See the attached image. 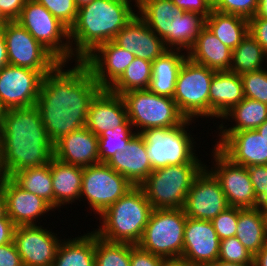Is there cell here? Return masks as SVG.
<instances>
[{
  "label": "cell",
  "mask_w": 267,
  "mask_h": 266,
  "mask_svg": "<svg viewBox=\"0 0 267 266\" xmlns=\"http://www.w3.org/2000/svg\"><path fill=\"white\" fill-rule=\"evenodd\" d=\"M43 75L30 68L8 64L0 70V105L2 109L36 105Z\"/></svg>",
  "instance_id": "5bb4252c"
},
{
  "label": "cell",
  "mask_w": 267,
  "mask_h": 266,
  "mask_svg": "<svg viewBox=\"0 0 267 266\" xmlns=\"http://www.w3.org/2000/svg\"><path fill=\"white\" fill-rule=\"evenodd\" d=\"M10 178L22 189L43 198L53 207L51 161L39 167L22 169Z\"/></svg>",
  "instance_id": "e575fe53"
},
{
  "label": "cell",
  "mask_w": 267,
  "mask_h": 266,
  "mask_svg": "<svg viewBox=\"0 0 267 266\" xmlns=\"http://www.w3.org/2000/svg\"><path fill=\"white\" fill-rule=\"evenodd\" d=\"M113 41L135 57L150 62L169 50L138 14L118 32Z\"/></svg>",
  "instance_id": "44dd1931"
},
{
  "label": "cell",
  "mask_w": 267,
  "mask_h": 266,
  "mask_svg": "<svg viewBox=\"0 0 267 266\" xmlns=\"http://www.w3.org/2000/svg\"><path fill=\"white\" fill-rule=\"evenodd\" d=\"M249 33L267 52V19H262L253 16L249 20Z\"/></svg>",
  "instance_id": "c3c4849f"
},
{
  "label": "cell",
  "mask_w": 267,
  "mask_h": 266,
  "mask_svg": "<svg viewBox=\"0 0 267 266\" xmlns=\"http://www.w3.org/2000/svg\"><path fill=\"white\" fill-rule=\"evenodd\" d=\"M215 70L185 59L175 85L173 100L186 119L209 118V91Z\"/></svg>",
  "instance_id": "9c48e42d"
},
{
  "label": "cell",
  "mask_w": 267,
  "mask_h": 266,
  "mask_svg": "<svg viewBox=\"0 0 267 266\" xmlns=\"http://www.w3.org/2000/svg\"><path fill=\"white\" fill-rule=\"evenodd\" d=\"M69 30L75 24L78 8L74 0H36Z\"/></svg>",
  "instance_id": "b9f144b4"
},
{
  "label": "cell",
  "mask_w": 267,
  "mask_h": 266,
  "mask_svg": "<svg viewBox=\"0 0 267 266\" xmlns=\"http://www.w3.org/2000/svg\"><path fill=\"white\" fill-rule=\"evenodd\" d=\"M60 62L43 76L36 106L49 139L55 143L62 136L85 127L90 103L102 89L83 61Z\"/></svg>",
  "instance_id": "6da1fadb"
},
{
  "label": "cell",
  "mask_w": 267,
  "mask_h": 266,
  "mask_svg": "<svg viewBox=\"0 0 267 266\" xmlns=\"http://www.w3.org/2000/svg\"><path fill=\"white\" fill-rule=\"evenodd\" d=\"M186 219L183 208L153 209L137 245L165 260L181 258Z\"/></svg>",
  "instance_id": "52a82bcc"
},
{
  "label": "cell",
  "mask_w": 267,
  "mask_h": 266,
  "mask_svg": "<svg viewBox=\"0 0 267 266\" xmlns=\"http://www.w3.org/2000/svg\"><path fill=\"white\" fill-rule=\"evenodd\" d=\"M165 259L130 244V266H163Z\"/></svg>",
  "instance_id": "f6af8a7d"
},
{
  "label": "cell",
  "mask_w": 267,
  "mask_h": 266,
  "mask_svg": "<svg viewBox=\"0 0 267 266\" xmlns=\"http://www.w3.org/2000/svg\"><path fill=\"white\" fill-rule=\"evenodd\" d=\"M218 260L239 264H254V255L236 236L220 240Z\"/></svg>",
  "instance_id": "60d3db41"
},
{
  "label": "cell",
  "mask_w": 267,
  "mask_h": 266,
  "mask_svg": "<svg viewBox=\"0 0 267 266\" xmlns=\"http://www.w3.org/2000/svg\"><path fill=\"white\" fill-rule=\"evenodd\" d=\"M127 119L122 96L109 89H101L90 103L85 127L99 137L108 129L114 130L122 125Z\"/></svg>",
  "instance_id": "7402d4cb"
},
{
  "label": "cell",
  "mask_w": 267,
  "mask_h": 266,
  "mask_svg": "<svg viewBox=\"0 0 267 266\" xmlns=\"http://www.w3.org/2000/svg\"><path fill=\"white\" fill-rule=\"evenodd\" d=\"M229 206L218 179L205 166L189 189L184 213L189 218L211 221Z\"/></svg>",
  "instance_id": "9a60e30c"
},
{
  "label": "cell",
  "mask_w": 267,
  "mask_h": 266,
  "mask_svg": "<svg viewBox=\"0 0 267 266\" xmlns=\"http://www.w3.org/2000/svg\"><path fill=\"white\" fill-rule=\"evenodd\" d=\"M138 16L170 49V25L183 12L171 0H137Z\"/></svg>",
  "instance_id": "83f0119b"
},
{
  "label": "cell",
  "mask_w": 267,
  "mask_h": 266,
  "mask_svg": "<svg viewBox=\"0 0 267 266\" xmlns=\"http://www.w3.org/2000/svg\"><path fill=\"white\" fill-rule=\"evenodd\" d=\"M230 118L235 124L227 128L222 122L217 129L220 131L219 133L255 130L267 119V104L254 99L244 98L225 114L222 119L230 120Z\"/></svg>",
  "instance_id": "d6a6232c"
},
{
  "label": "cell",
  "mask_w": 267,
  "mask_h": 266,
  "mask_svg": "<svg viewBox=\"0 0 267 266\" xmlns=\"http://www.w3.org/2000/svg\"><path fill=\"white\" fill-rule=\"evenodd\" d=\"M219 251L220 238L212 222L187 217L181 259L195 266H211Z\"/></svg>",
  "instance_id": "e0dca14e"
},
{
  "label": "cell",
  "mask_w": 267,
  "mask_h": 266,
  "mask_svg": "<svg viewBox=\"0 0 267 266\" xmlns=\"http://www.w3.org/2000/svg\"><path fill=\"white\" fill-rule=\"evenodd\" d=\"M240 77L245 98L267 104V70L244 73Z\"/></svg>",
  "instance_id": "ab89813d"
},
{
  "label": "cell",
  "mask_w": 267,
  "mask_h": 266,
  "mask_svg": "<svg viewBox=\"0 0 267 266\" xmlns=\"http://www.w3.org/2000/svg\"><path fill=\"white\" fill-rule=\"evenodd\" d=\"M267 52L248 32L242 42L232 51L229 71L238 75L264 69Z\"/></svg>",
  "instance_id": "d590c367"
},
{
  "label": "cell",
  "mask_w": 267,
  "mask_h": 266,
  "mask_svg": "<svg viewBox=\"0 0 267 266\" xmlns=\"http://www.w3.org/2000/svg\"><path fill=\"white\" fill-rule=\"evenodd\" d=\"M38 225L17 226L13 242L24 266H52L63 239Z\"/></svg>",
  "instance_id": "2e32d148"
},
{
  "label": "cell",
  "mask_w": 267,
  "mask_h": 266,
  "mask_svg": "<svg viewBox=\"0 0 267 266\" xmlns=\"http://www.w3.org/2000/svg\"><path fill=\"white\" fill-rule=\"evenodd\" d=\"M8 20L1 14V11H0V27L6 23Z\"/></svg>",
  "instance_id": "e7e4bbea"
},
{
  "label": "cell",
  "mask_w": 267,
  "mask_h": 266,
  "mask_svg": "<svg viewBox=\"0 0 267 266\" xmlns=\"http://www.w3.org/2000/svg\"><path fill=\"white\" fill-rule=\"evenodd\" d=\"M182 50H167L152 62L149 90L160 96L173 98L177 76L187 55Z\"/></svg>",
  "instance_id": "f1b7e54d"
},
{
  "label": "cell",
  "mask_w": 267,
  "mask_h": 266,
  "mask_svg": "<svg viewBox=\"0 0 267 266\" xmlns=\"http://www.w3.org/2000/svg\"><path fill=\"white\" fill-rule=\"evenodd\" d=\"M204 26L205 18L200 14L183 11L175 16L170 25V49L187 52Z\"/></svg>",
  "instance_id": "836d02e7"
},
{
  "label": "cell",
  "mask_w": 267,
  "mask_h": 266,
  "mask_svg": "<svg viewBox=\"0 0 267 266\" xmlns=\"http://www.w3.org/2000/svg\"><path fill=\"white\" fill-rule=\"evenodd\" d=\"M77 8H81L89 3H91L93 0H74Z\"/></svg>",
  "instance_id": "be15d7a7"
},
{
  "label": "cell",
  "mask_w": 267,
  "mask_h": 266,
  "mask_svg": "<svg viewBox=\"0 0 267 266\" xmlns=\"http://www.w3.org/2000/svg\"><path fill=\"white\" fill-rule=\"evenodd\" d=\"M211 266H254V264H239L217 260Z\"/></svg>",
  "instance_id": "94428289"
},
{
  "label": "cell",
  "mask_w": 267,
  "mask_h": 266,
  "mask_svg": "<svg viewBox=\"0 0 267 266\" xmlns=\"http://www.w3.org/2000/svg\"><path fill=\"white\" fill-rule=\"evenodd\" d=\"M259 0H213V9L250 20L255 16Z\"/></svg>",
  "instance_id": "7bdbcfd3"
},
{
  "label": "cell",
  "mask_w": 267,
  "mask_h": 266,
  "mask_svg": "<svg viewBox=\"0 0 267 266\" xmlns=\"http://www.w3.org/2000/svg\"><path fill=\"white\" fill-rule=\"evenodd\" d=\"M178 8L185 12L200 14L205 19L213 10V0H171Z\"/></svg>",
  "instance_id": "7dc6e473"
},
{
  "label": "cell",
  "mask_w": 267,
  "mask_h": 266,
  "mask_svg": "<svg viewBox=\"0 0 267 266\" xmlns=\"http://www.w3.org/2000/svg\"><path fill=\"white\" fill-rule=\"evenodd\" d=\"M0 136L5 177L25 168L49 164L54 157V143L36 105L5 110Z\"/></svg>",
  "instance_id": "7a4b0ae2"
},
{
  "label": "cell",
  "mask_w": 267,
  "mask_h": 266,
  "mask_svg": "<svg viewBox=\"0 0 267 266\" xmlns=\"http://www.w3.org/2000/svg\"><path fill=\"white\" fill-rule=\"evenodd\" d=\"M5 177V170H4V162H3V154H2V140L0 136V180Z\"/></svg>",
  "instance_id": "6125c7cd"
},
{
  "label": "cell",
  "mask_w": 267,
  "mask_h": 266,
  "mask_svg": "<svg viewBox=\"0 0 267 266\" xmlns=\"http://www.w3.org/2000/svg\"><path fill=\"white\" fill-rule=\"evenodd\" d=\"M209 30L232 51L249 32V20L238 15L212 10L205 19Z\"/></svg>",
  "instance_id": "1f68e13d"
},
{
  "label": "cell",
  "mask_w": 267,
  "mask_h": 266,
  "mask_svg": "<svg viewBox=\"0 0 267 266\" xmlns=\"http://www.w3.org/2000/svg\"><path fill=\"white\" fill-rule=\"evenodd\" d=\"M255 130L267 142V119L258 128H256Z\"/></svg>",
  "instance_id": "91938a15"
},
{
  "label": "cell",
  "mask_w": 267,
  "mask_h": 266,
  "mask_svg": "<svg viewBox=\"0 0 267 266\" xmlns=\"http://www.w3.org/2000/svg\"><path fill=\"white\" fill-rule=\"evenodd\" d=\"M135 59V55L109 41L97 46L82 61L102 89H109Z\"/></svg>",
  "instance_id": "ac0fdd59"
},
{
  "label": "cell",
  "mask_w": 267,
  "mask_h": 266,
  "mask_svg": "<svg viewBox=\"0 0 267 266\" xmlns=\"http://www.w3.org/2000/svg\"><path fill=\"white\" fill-rule=\"evenodd\" d=\"M133 130L134 127L127 119L114 130L108 129L102 133L98 137L99 163H106L116 152L125 151L130 139L137 133Z\"/></svg>",
  "instance_id": "74e56055"
},
{
  "label": "cell",
  "mask_w": 267,
  "mask_h": 266,
  "mask_svg": "<svg viewBox=\"0 0 267 266\" xmlns=\"http://www.w3.org/2000/svg\"><path fill=\"white\" fill-rule=\"evenodd\" d=\"M121 96L128 119L137 133L149 128H174L186 120L173 98L160 96L149 89L131 90Z\"/></svg>",
  "instance_id": "ba28073f"
},
{
  "label": "cell",
  "mask_w": 267,
  "mask_h": 266,
  "mask_svg": "<svg viewBox=\"0 0 267 266\" xmlns=\"http://www.w3.org/2000/svg\"><path fill=\"white\" fill-rule=\"evenodd\" d=\"M205 166L196 156L188 164L153 170L140 187L153 209L183 208L195 177Z\"/></svg>",
  "instance_id": "5b68a950"
},
{
  "label": "cell",
  "mask_w": 267,
  "mask_h": 266,
  "mask_svg": "<svg viewBox=\"0 0 267 266\" xmlns=\"http://www.w3.org/2000/svg\"><path fill=\"white\" fill-rule=\"evenodd\" d=\"M3 112H4V110L2 109V107L0 105V130H1V127H2Z\"/></svg>",
  "instance_id": "03108f58"
},
{
  "label": "cell",
  "mask_w": 267,
  "mask_h": 266,
  "mask_svg": "<svg viewBox=\"0 0 267 266\" xmlns=\"http://www.w3.org/2000/svg\"><path fill=\"white\" fill-rule=\"evenodd\" d=\"M17 21L60 62L72 59L69 29L36 0L26 1Z\"/></svg>",
  "instance_id": "30bf717a"
},
{
  "label": "cell",
  "mask_w": 267,
  "mask_h": 266,
  "mask_svg": "<svg viewBox=\"0 0 267 266\" xmlns=\"http://www.w3.org/2000/svg\"><path fill=\"white\" fill-rule=\"evenodd\" d=\"M83 170V167L63 163L55 157L51 159L53 208L55 210L80 199Z\"/></svg>",
  "instance_id": "4316f807"
},
{
  "label": "cell",
  "mask_w": 267,
  "mask_h": 266,
  "mask_svg": "<svg viewBox=\"0 0 267 266\" xmlns=\"http://www.w3.org/2000/svg\"><path fill=\"white\" fill-rule=\"evenodd\" d=\"M130 2L133 0H93L79 8L76 22L69 30L72 59L82 61L100 44L113 41L137 14Z\"/></svg>",
  "instance_id": "3957f363"
},
{
  "label": "cell",
  "mask_w": 267,
  "mask_h": 266,
  "mask_svg": "<svg viewBox=\"0 0 267 266\" xmlns=\"http://www.w3.org/2000/svg\"><path fill=\"white\" fill-rule=\"evenodd\" d=\"M0 266H24L14 242L0 246Z\"/></svg>",
  "instance_id": "681fc988"
},
{
  "label": "cell",
  "mask_w": 267,
  "mask_h": 266,
  "mask_svg": "<svg viewBox=\"0 0 267 266\" xmlns=\"http://www.w3.org/2000/svg\"><path fill=\"white\" fill-rule=\"evenodd\" d=\"M239 208L228 207L211 220L220 240L236 236Z\"/></svg>",
  "instance_id": "ee69618b"
},
{
  "label": "cell",
  "mask_w": 267,
  "mask_h": 266,
  "mask_svg": "<svg viewBox=\"0 0 267 266\" xmlns=\"http://www.w3.org/2000/svg\"><path fill=\"white\" fill-rule=\"evenodd\" d=\"M27 0H0L1 14L8 21H17Z\"/></svg>",
  "instance_id": "f907efd6"
},
{
  "label": "cell",
  "mask_w": 267,
  "mask_h": 266,
  "mask_svg": "<svg viewBox=\"0 0 267 266\" xmlns=\"http://www.w3.org/2000/svg\"><path fill=\"white\" fill-rule=\"evenodd\" d=\"M265 221H266V232H267V210L264 212Z\"/></svg>",
  "instance_id": "003e7915"
},
{
  "label": "cell",
  "mask_w": 267,
  "mask_h": 266,
  "mask_svg": "<svg viewBox=\"0 0 267 266\" xmlns=\"http://www.w3.org/2000/svg\"><path fill=\"white\" fill-rule=\"evenodd\" d=\"M245 98L240 75L215 71L210 83L209 118H222Z\"/></svg>",
  "instance_id": "d4e9b609"
},
{
  "label": "cell",
  "mask_w": 267,
  "mask_h": 266,
  "mask_svg": "<svg viewBox=\"0 0 267 266\" xmlns=\"http://www.w3.org/2000/svg\"><path fill=\"white\" fill-rule=\"evenodd\" d=\"M0 183L6 198V214L16 226L37 225L38 217L40 220L54 211L43 198L22 189L10 177H4Z\"/></svg>",
  "instance_id": "ffe728a7"
},
{
  "label": "cell",
  "mask_w": 267,
  "mask_h": 266,
  "mask_svg": "<svg viewBox=\"0 0 267 266\" xmlns=\"http://www.w3.org/2000/svg\"><path fill=\"white\" fill-rule=\"evenodd\" d=\"M254 266H267V243L254 255Z\"/></svg>",
  "instance_id": "db71d44e"
},
{
  "label": "cell",
  "mask_w": 267,
  "mask_h": 266,
  "mask_svg": "<svg viewBox=\"0 0 267 266\" xmlns=\"http://www.w3.org/2000/svg\"><path fill=\"white\" fill-rule=\"evenodd\" d=\"M193 121L186 119L174 128H149L140 132L153 170L188 164L198 155L194 150L196 141L194 142L190 132H187Z\"/></svg>",
  "instance_id": "8992f818"
},
{
  "label": "cell",
  "mask_w": 267,
  "mask_h": 266,
  "mask_svg": "<svg viewBox=\"0 0 267 266\" xmlns=\"http://www.w3.org/2000/svg\"><path fill=\"white\" fill-rule=\"evenodd\" d=\"M133 187L123 175L106 163H97L84 167L79 201L87 199V204L92 207L90 210L100 215Z\"/></svg>",
  "instance_id": "8fae6325"
},
{
  "label": "cell",
  "mask_w": 267,
  "mask_h": 266,
  "mask_svg": "<svg viewBox=\"0 0 267 266\" xmlns=\"http://www.w3.org/2000/svg\"><path fill=\"white\" fill-rule=\"evenodd\" d=\"M95 266H130V243L109 242L95 234Z\"/></svg>",
  "instance_id": "f35d334b"
},
{
  "label": "cell",
  "mask_w": 267,
  "mask_h": 266,
  "mask_svg": "<svg viewBox=\"0 0 267 266\" xmlns=\"http://www.w3.org/2000/svg\"><path fill=\"white\" fill-rule=\"evenodd\" d=\"M236 237L255 255L266 243V221L258 208H239Z\"/></svg>",
  "instance_id": "4dcf8cb0"
},
{
  "label": "cell",
  "mask_w": 267,
  "mask_h": 266,
  "mask_svg": "<svg viewBox=\"0 0 267 266\" xmlns=\"http://www.w3.org/2000/svg\"><path fill=\"white\" fill-rule=\"evenodd\" d=\"M1 28L6 41L9 64L30 68L45 76L60 63L18 21H7Z\"/></svg>",
  "instance_id": "7c38bea8"
},
{
  "label": "cell",
  "mask_w": 267,
  "mask_h": 266,
  "mask_svg": "<svg viewBox=\"0 0 267 266\" xmlns=\"http://www.w3.org/2000/svg\"><path fill=\"white\" fill-rule=\"evenodd\" d=\"M52 266H95V233L62 240Z\"/></svg>",
  "instance_id": "f546056e"
},
{
  "label": "cell",
  "mask_w": 267,
  "mask_h": 266,
  "mask_svg": "<svg viewBox=\"0 0 267 266\" xmlns=\"http://www.w3.org/2000/svg\"><path fill=\"white\" fill-rule=\"evenodd\" d=\"M54 157L79 167L99 163L98 137L88 128L71 132L54 143Z\"/></svg>",
  "instance_id": "603a6c76"
},
{
  "label": "cell",
  "mask_w": 267,
  "mask_h": 266,
  "mask_svg": "<svg viewBox=\"0 0 267 266\" xmlns=\"http://www.w3.org/2000/svg\"><path fill=\"white\" fill-rule=\"evenodd\" d=\"M6 214V198L0 183V218Z\"/></svg>",
  "instance_id": "6f0895ef"
},
{
  "label": "cell",
  "mask_w": 267,
  "mask_h": 266,
  "mask_svg": "<svg viewBox=\"0 0 267 266\" xmlns=\"http://www.w3.org/2000/svg\"><path fill=\"white\" fill-rule=\"evenodd\" d=\"M151 78L152 62L135 57L109 90L117 95H122L131 90L149 89Z\"/></svg>",
  "instance_id": "8d00e7d4"
},
{
  "label": "cell",
  "mask_w": 267,
  "mask_h": 266,
  "mask_svg": "<svg viewBox=\"0 0 267 266\" xmlns=\"http://www.w3.org/2000/svg\"><path fill=\"white\" fill-rule=\"evenodd\" d=\"M16 227L7 214L0 218V246L13 242Z\"/></svg>",
  "instance_id": "816d5d0a"
},
{
  "label": "cell",
  "mask_w": 267,
  "mask_h": 266,
  "mask_svg": "<svg viewBox=\"0 0 267 266\" xmlns=\"http://www.w3.org/2000/svg\"><path fill=\"white\" fill-rule=\"evenodd\" d=\"M212 153L214 167L209 170L218 179L229 206L256 208L258 200L247 168L233 163L215 146Z\"/></svg>",
  "instance_id": "4fadbf2b"
},
{
  "label": "cell",
  "mask_w": 267,
  "mask_h": 266,
  "mask_svg": "<svg viewBox=\"0 0 267 266\" xmlns=\"http://www.w3.org/2000/svg\"><path fill=\"white\" fill-rule=\"evenodd\" d=\"M246 168L258 200L267 192V165H252Z\"/></svg>",
  "instance_id": "bcb514c9"
},
{
  "label": "cell",
  "mask_w": 267,
  "mask_h": 266,
  "mask_svg": "<svg viewBox=\"0 0 267 266\" xmlns=\"http://www.w3.org/2000/svg\"><path fill=\"white\" fill-rule=\"evenodd\" d=\"M217 147L233 163L249 167L267 165V142L256 130L219 133Z\"/></svg>",
  "instance_id": "d6986e66"
},
{
  "label": "cell",
  "mask_w": 267,
  "mask_h": 266,
  "mask_svg": "<svg viewBox=\"0 0 267 266\" xmlns=\"http://www.w3.org/2000/svg\"><path fill=\"white\" fill-rule=\"evenodd\" d=\"M106 164L123 175L133 186H140L153 171L140 133L130 139L125 151L116 152Z\"/></svg>",
  "instance_id": "cb8c5ba5"
},
{
  "label": "cell",
  "mask_w": 267,
  "mask_h": 266,
  "mask_svg": "<svg viewBox=\"0 0 267 266\" xmlns=\"http://www.w3.org/2000/svg\"><path fill=\"white\" fill-rule=\"evenodd\" d=\"M186 54L193 62L215 71H229L231 65L232 50L223 44L206 25Z\"/></svg>",
  "instance_id": "484cf974"
},
{
  "label": "cell",
  "mask_w": 267,
  "mask_h": 266,
  "mask_svg": "<svg viewBox=\"0 0 267 266\" xmlns=\"http://www.w3.org/2000/svg\"><path fill=\"white\" fill-rule=\"evenodd\" d=\"M9 64L7 46L2 28L0 27V70Z\"/></svg>",
  "instance_id": "f5cc1de1"
},
{
  "label": "cell",
  "mask_w": 267,
  "mask_h": 266,
  "mask_svg": "<svg viewBox=\"0 0 267 266\" xmlns=\"http://www.w3.org/2000/svg\"><path fill=\"white\" fill-rule=\"evenodd\" d=\"M255 16L258 18L267 19V0H259L258 9Z\"/></svg>",
  "instance_id": "11a10c76"
},
{
  "label": "cell",
  "mask_w": 267,
  "mask_h": 266,
  "mask_svg": "<svg viewBox=\"0 0 267 266\" xmlns=\"http://www.w3.org/2000/svg\"><path fill=\"white\" fill-rule=\"evenodd\" d=\"M152 210L144 190L134 186L99 215L102 223L93 232L109 242L137 245Z\"/></svg>",
  "instance_id": "277c9868"
},
{
  "label": "cell",
  "mask_w": 267,
  "mask_h": 266,
  "mask_svg": "<svg viewBox=\"0 0 267 266\" xmlns=\"http://www.w3.org/2000/svg\"><path fill=\"white\" fill-rule=\"evenodd\" d=\"M256 208L263 213L267 210V192L258 199Z\"/></svg>",
  "instance_id": "680465c9"
},
{
  "label": "cell",
  "mask_w": 267,
  "mask_h": 266,
  "mask_svg": "<svg viewBox=\"0 0 267 266\" xmlns=\"http://www.w3.org/2000/svg\"><path fill=\"white\" fill-rule=\"evenodd\" d=\"M163 266H195L181 258L165 260Z\"/></svg>",
  "instance_id": "9f6ffc18"
}]
</instances>
